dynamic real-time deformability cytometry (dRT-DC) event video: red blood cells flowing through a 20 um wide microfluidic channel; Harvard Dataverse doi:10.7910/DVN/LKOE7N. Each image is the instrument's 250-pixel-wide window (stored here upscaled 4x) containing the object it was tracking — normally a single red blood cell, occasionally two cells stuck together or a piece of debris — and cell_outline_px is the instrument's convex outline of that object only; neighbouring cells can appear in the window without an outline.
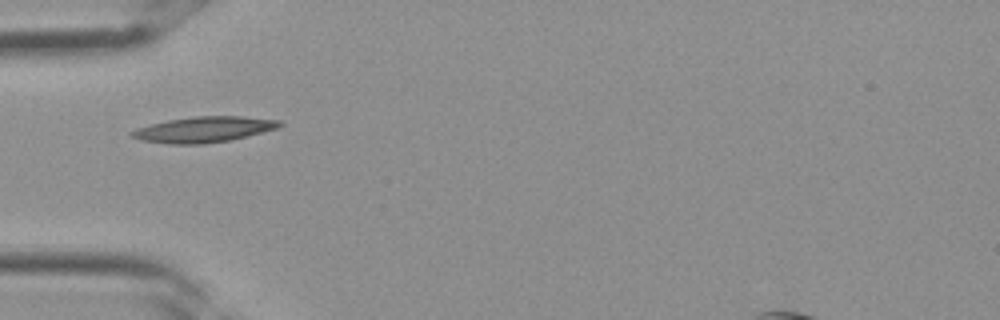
{"species": "Egyptian fruit bat (a non-hibernating species)", "species_latin": "Rousettus aegyptiacus", "temperature_condition": "room temperature", "stored_images_in_passage": 1, "camera_frame_rate_fps": 3000, "um_per_image_px": 0.085, "frame": {"image": 1, "passage_image": 1, "time_ms": 0.0, "image_size_px": [1000, 320], "cell_outline_px": [[284, 124], [276, 128], [228, 140], [204, 144], [168, 144], [140, 140], [132, 136], [128, 132], [136, 128], [168, 120], [192, 116], [244, 116], [280, 120]], "centroid_in_image_um": [17.28, 11.0], "position_along_channel_um": 67.7, "area_um2": 21.96}}